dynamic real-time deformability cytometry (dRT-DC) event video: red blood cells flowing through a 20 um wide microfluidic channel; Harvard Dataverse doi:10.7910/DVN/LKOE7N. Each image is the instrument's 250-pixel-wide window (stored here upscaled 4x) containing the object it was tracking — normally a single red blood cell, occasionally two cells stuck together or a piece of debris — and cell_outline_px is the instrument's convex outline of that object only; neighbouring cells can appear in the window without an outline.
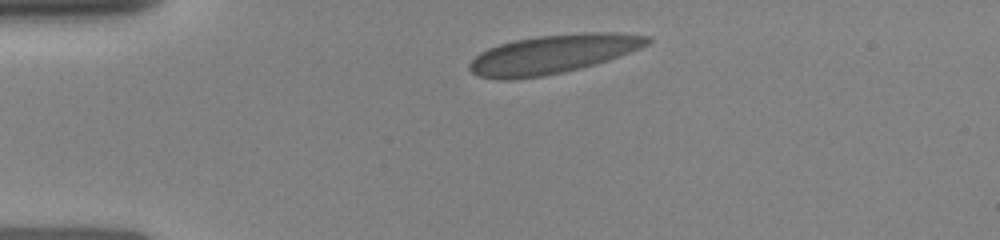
{"species": "human", "species_latin": "Homo sapiens", "temperature_condition": "room temperature", "stored_images_in_passage": 4, "camera_frame_rate_fps": 3000, "um_per_image_px": 0.085, "donor": {"sex": "female"}, "frame": {"image": 1, "passage_image": 1, "time_ms": 0.0, "image_size_px": [1000, 240], "cell_outline_px": [[652, 40], [648, 44], [640, 48], [620, 56], [596, 64], [580, 68], [540, 76], [512, 80], [496, 80], [480, 76], [472, 72], [468, 68], [468, 64], [480, 52], [488, 48], [500, 44], [516, 40], [536, 36], [588, 32], [604, 32], [648, 36]], "centroid_in_image_um": [46.96, 4.61], "position_along_channel_um": 38.0, "area_um2": 39.94}}
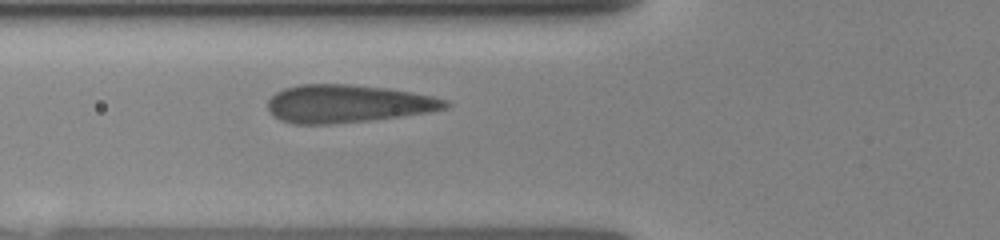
{"frame": {"image": 2, "passage_image": 4, "time_ms": 2.333, "image_size_px": [1000, 240], "cell_outline_px": [[452, 104], [448, 108], [432, 112], [368, 120], [332, 124], [292, 124], [280, 120], [268, 108], [268, 100], [276, 92], [284, 88], [300, 84], [348, 84], [388, 88], [432, 96], [448, 100]], "centroid_in_image_um": [29.58, 8.81], "position_along_channel_um": 96.2, "area_um2": 39.25}}